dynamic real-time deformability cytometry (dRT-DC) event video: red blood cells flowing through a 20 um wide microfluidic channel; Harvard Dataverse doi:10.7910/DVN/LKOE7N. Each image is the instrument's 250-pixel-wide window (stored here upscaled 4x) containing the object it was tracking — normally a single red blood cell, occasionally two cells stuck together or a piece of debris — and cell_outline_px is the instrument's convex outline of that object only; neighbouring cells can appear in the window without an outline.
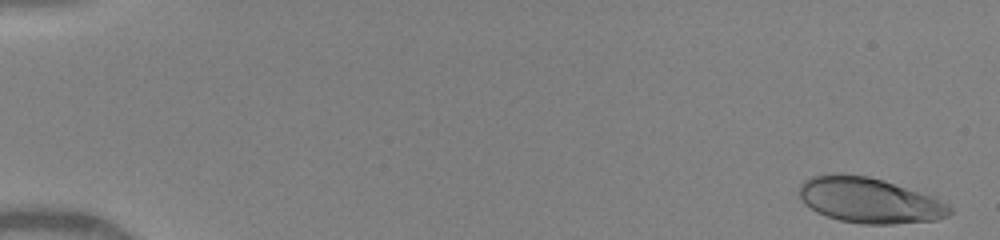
{"species": "human", "species_latin": "Homo sapiens", "temperature_condition": "warm", "stored_images_in_passage": 10, "camera_frame_rate_fps": 3000, "um_per_image_px": 0.085, "donor": {"sex": "female"}, "frame": {"image": 1, "passage_image": 2, "time_ms": 0.333, "image_size_px": [1000, 240], "cell_outline_px": [[952, 212], [948, 216], [936, 220], [892, 224], [860, 224], [840, 220], [816, 212], [804, 204], [800, 196], [800, 184], [804, 180], [812, 176], [828, 172], [836, 172], [868, 176], [884, 180], [936, 196], [948, 204], [952, 208]], "centroid_in_image_um": [73.91, 17.01], "position_along_channel_um": 11.1, "area_um2": 40.46}}